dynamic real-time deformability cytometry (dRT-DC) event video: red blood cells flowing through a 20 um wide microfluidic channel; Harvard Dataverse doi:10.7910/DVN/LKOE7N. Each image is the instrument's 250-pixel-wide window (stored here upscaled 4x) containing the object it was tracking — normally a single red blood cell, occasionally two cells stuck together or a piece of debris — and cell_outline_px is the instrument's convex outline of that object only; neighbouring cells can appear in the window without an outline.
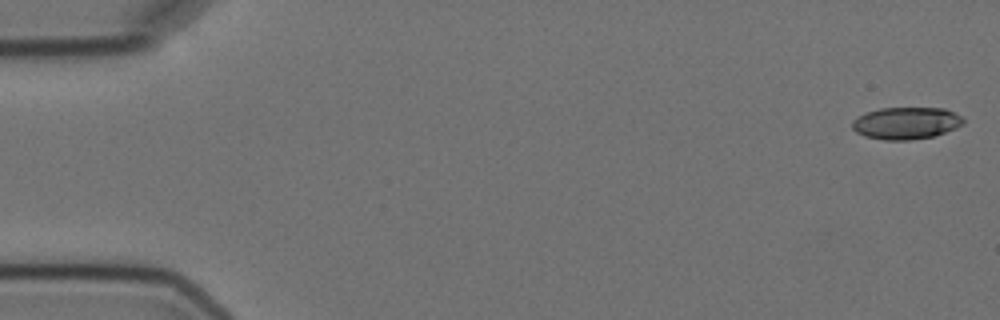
{"species": "Egyptian fruit bat (a non-hibernating species)", "species_latin": "Rousettus aegyptiacus", "temperature_condition": "cold", "stored_images_in_passage": 5, "camera_frame_rate_fps": 3000, "um_per_image_px": 0.085, "animal": {"sex": "female"}, "frame": {"image": 1, "passage_image": 1, "time_ms": 0.0, "image_size_px": [1000, 320], "cell_outline_px": [[964, 124], [956, 128], [932, 136], [908, 140], [884, 140], [864, 136], [856, 132], [852, 128], [852, 120], [868, 112], [880, 108], [944, 108], [964, 116]], "centroid_in_image_um": [77.04, 10.46], "position_along_channel_um": 8.0, "area_um2": 20.75}}
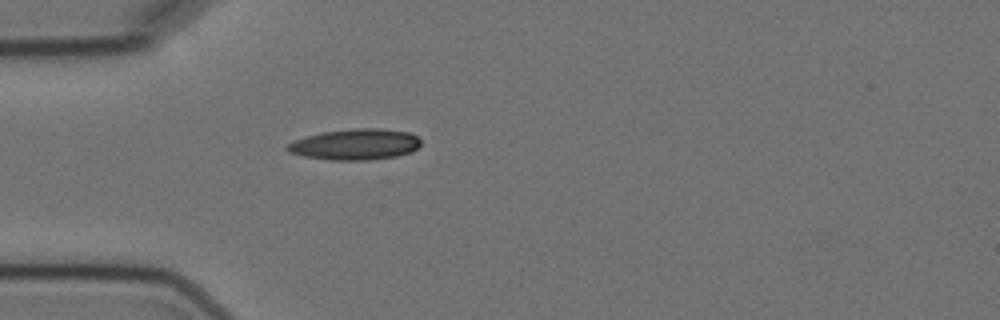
{"frame": {"image": 2, "passage_image": 5, "time_ms": 5.0, "image_size_px": [1000, 320], "cell_outline_px": [[420, 144], [412, 152], [396, 156], [368, 160], [332, 160], [304, 156], [288, 152], [284, 148], [292, 140], [304, 136], [324, 132], [352, 128], [380, 128], [408, 132], [416, 136], [420, 140]], "centroid_in_image_um": [30.16, 12.27], "position_along_channel_um": 54.8, "area_um2": 24.16}}